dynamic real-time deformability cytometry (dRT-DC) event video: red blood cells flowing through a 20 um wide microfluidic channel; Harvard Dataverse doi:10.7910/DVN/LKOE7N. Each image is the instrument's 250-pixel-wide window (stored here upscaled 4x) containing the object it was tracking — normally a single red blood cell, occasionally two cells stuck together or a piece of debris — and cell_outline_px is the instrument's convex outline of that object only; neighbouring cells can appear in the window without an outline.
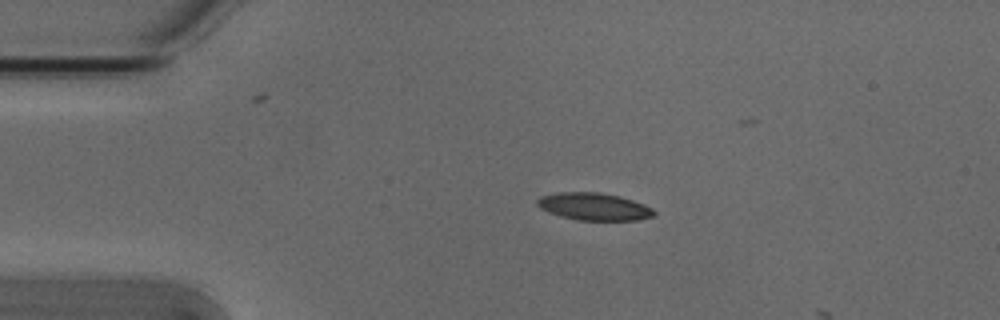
{"species": "Egyptian fruit bat (a non-hibernating species)", "species_latin": "Rousettus aegyptiacus", "temperature_condition": "cold", "stored_images_in_passage": 3, "camera_frame_rate_fps": 3000, "um_per_image_px": 0.085, "animal": {"sex": "male"}, "frame": {"image": 1, "passage_image": 1, "time_ms": 0.0, "image_size_px": [1000, 320], "cell_outline_px": [[656, 216], [636, 220], [576, 220], [560, 216], [548, 212], [540, 208], [536, 204], [536, 200], [540, 196], [556, 192], [600, 192], [620, 196], [644, 204], [652, 208], [656, 212]], "centroid_in_image_um": [50.48, 17.55], "position_along_channel_um": 34.5, "area_um2": 18.84}}